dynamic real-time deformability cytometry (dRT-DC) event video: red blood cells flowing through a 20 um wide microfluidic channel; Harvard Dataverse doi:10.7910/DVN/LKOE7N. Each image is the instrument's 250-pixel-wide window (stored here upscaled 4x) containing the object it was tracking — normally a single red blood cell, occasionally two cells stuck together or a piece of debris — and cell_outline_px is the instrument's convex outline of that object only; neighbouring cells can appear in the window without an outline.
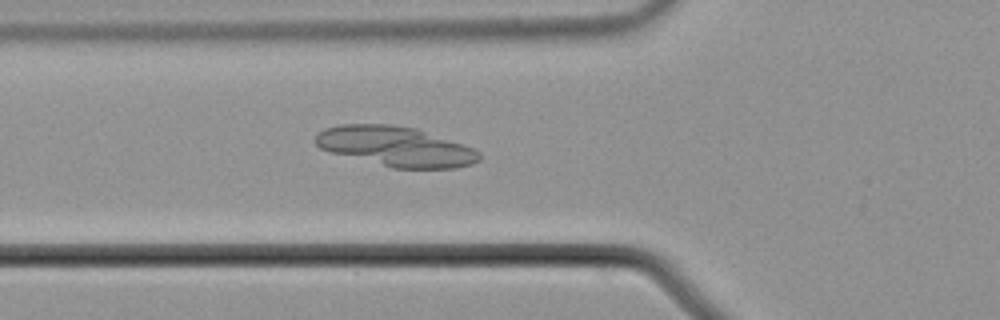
{"species": "common noctule bat (a hibernating species)", "species_latin": "Nyctalus noctula", "temperature_condition": "cold", "stored_images_in_passage": 49, "camera_frame_rate_fps": 3000, "um_per_image_px": 0.085, "animal": {"sex": "male", "body_mass_g": 21.5, "forearm_length_mm": 52.0}, "frame": {"image": 1, "passage_image": 20, "time_ms": 6.333, "image_size_px": [1000, 320], "cell_outline_px": [[480, 160], [472, 164], [456, 168], [392, 168], [332, 152], [320, 148], [316, 144], [316, 136], [324, 128], [340, 124], [392, 124], [416, 128], [472, 148], [480, 152]], "centroid_in_image_um": [33.63, 12.44], "position_along_channel_um": 92.2, "area_um2": 37.69}}
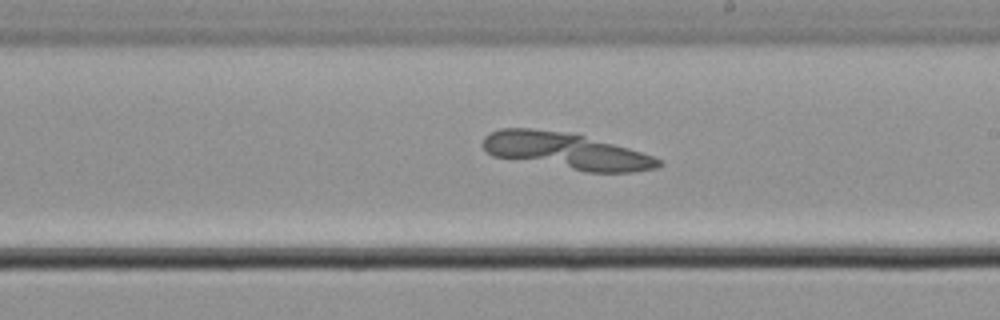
{"frame": {"image": 2, "passage_image": 32, "time_ms": 10.333, "image_size_px": [1000, 320], "cell_outline_px": [[664, 164], [660, 168], [632, 172], [584, 172], [492, 156], [484, 152], [480, 144], [484, 136], [488, 132], [500, 128], [532, 128], [572, 132], [628, 148], [652, 156], [660, 160]], "centroid_in_image_um": [48.05, 12.83], "position_along_channel_um": 240.9, "area_um2": 37.86}}
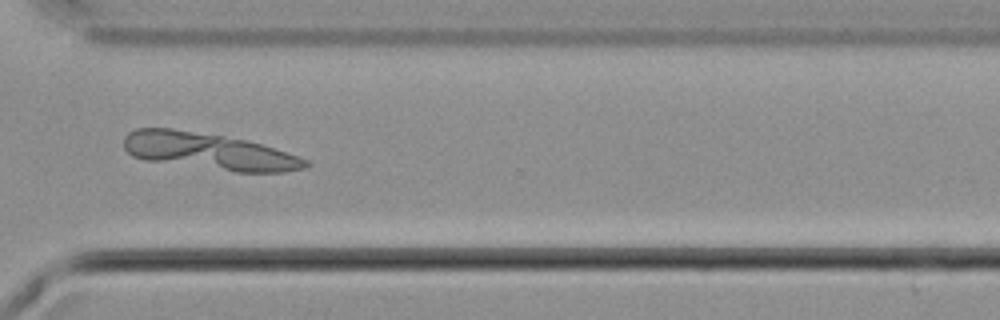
{"frame": {"image": 3, "passage_image": 41, "time_ms": 13.333, "image_size_px": [1000, 320], "cell_outline_px": [[312, 164], [304, 168], [284, 172], [236, 172], [144, 160], [132, 156], [124, 148], [124, 136], [128, 132], [136, 128], [172, 128], [224, 136], [248, 140], [308, 160]], "centroid_in_image_um": [17.71, 12.86], "position_along_channel_um": 352.9, "area_um2": 38.73}}